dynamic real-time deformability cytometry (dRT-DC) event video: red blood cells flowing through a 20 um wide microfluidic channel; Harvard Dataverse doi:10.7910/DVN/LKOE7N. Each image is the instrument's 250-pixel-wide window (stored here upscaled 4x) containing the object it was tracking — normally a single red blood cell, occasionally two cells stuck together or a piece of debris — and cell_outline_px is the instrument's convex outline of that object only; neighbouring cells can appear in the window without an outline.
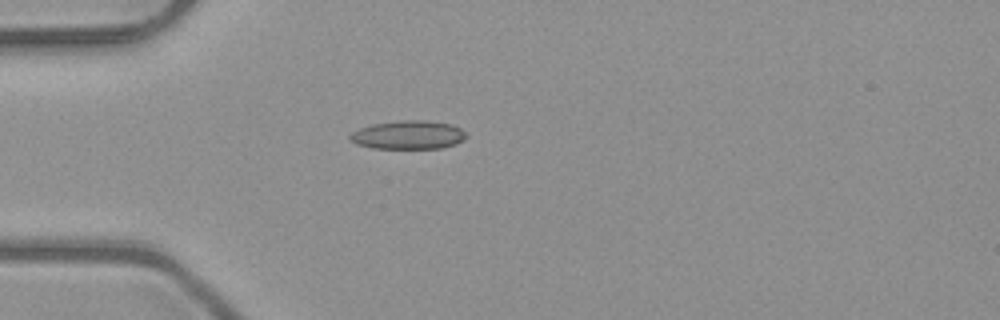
{"species": "common noctule bat (a hibernating species)", "species_latin": "Nyctalus noctula", "temperature_condition": "room temperature", "stored_images_in_passage": 6, "camera_frame_rate_fps": 3000, "um_per_image_px": 0.085, "animal": {"sex": "male", "body_mass_g": 23.1, "forearm_length_mm": 52.7}, "frame": {"image": 1, "passage_image": 6, "time_ms": 1.667, "image_size_px": [1000, 320], "cell_outline_px": [[468, 136], [464, 140], [456, 144], [444, 148], [372, 148], [356, 144], [348, 140], [348, 136], [352, 132], [360, 128], [372, 124], [404, 120], [424, 120], [452, 124], [460, 128]], "centroid_in_image_um": [34.7, 11.47], "position_along_channel_um": 50.3, "area_um2": 19.48}}